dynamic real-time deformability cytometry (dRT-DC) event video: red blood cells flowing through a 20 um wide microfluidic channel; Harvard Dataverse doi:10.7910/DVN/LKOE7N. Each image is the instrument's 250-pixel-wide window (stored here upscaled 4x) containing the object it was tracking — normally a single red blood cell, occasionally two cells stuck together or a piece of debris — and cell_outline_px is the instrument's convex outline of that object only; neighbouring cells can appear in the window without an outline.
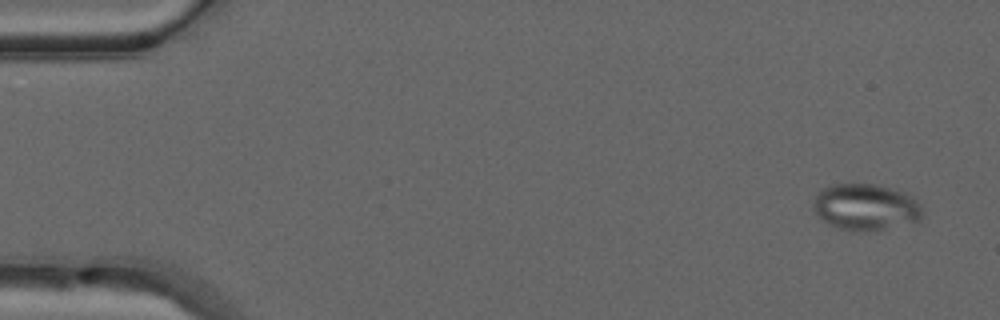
{"species": "common noctule bat (a hibernating species)", "species_latin": "Nyctalus noctula", "temperature_condition": "warm", "stored_images_in_passage": 15, "camera_frame_rate_fps": 3000, "um_per_image_px": 0.085, "animal": {"sex": "male", "forearm_length_mm": 52.5}, "frame": {"image": 1, "passage_image": 3, "time_ms": 0.667, "image_size_px": [1000, 320], "cell_outline_px": [[924, 216], [920, 220], [876, 232], [852, 232], [836, 228], [820, 220], [816, 216], [812, 208], [812, 204], [820, 188], [832, 184], [876, 184], [912, 196], [920, 204], [924, 212]], "centroid_in_image_um": [73.54, 17.64], "position_along_channel_um": 11.5, "area_um2": 30.35}}